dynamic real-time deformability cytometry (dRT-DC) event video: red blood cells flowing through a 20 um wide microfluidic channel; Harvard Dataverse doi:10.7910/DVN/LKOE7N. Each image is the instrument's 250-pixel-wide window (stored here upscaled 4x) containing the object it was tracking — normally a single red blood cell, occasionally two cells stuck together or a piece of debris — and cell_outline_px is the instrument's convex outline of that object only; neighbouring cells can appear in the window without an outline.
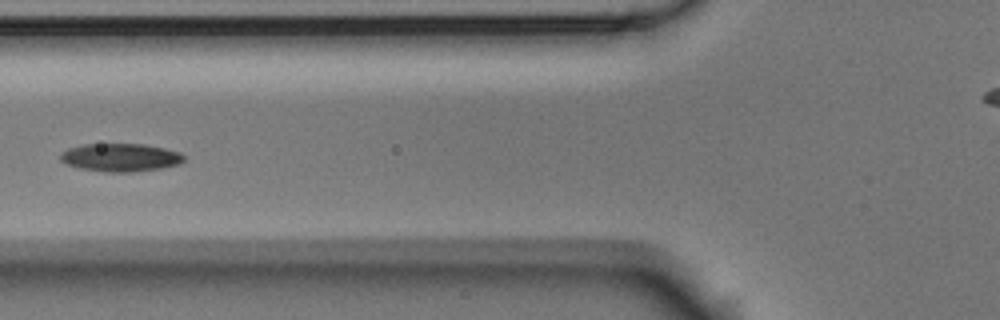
{"species": "Egyptian fruit bat (a non-hibernating species)", "species_latin": "Rousettus aegyptiacus", "temperature_condition": "room temperature", "stored_images_in_passage": 5, "camera_frame_rate_fps": 3000, "um_per_image_px": 0.085, "animal": {"sex": "male"}, "frame": {"image": 1, "passage_image": 5, "time_ms": 1.333, "image_size_px": [1000, 320], "cell_outline_px": [[184, 160], [180, 164], [160, 168], [132, 172], [104, 172], [76, 168], [60, 160], [60, 152], [68, 148], [84, 144], [144, 144], [164, 148], [180, 152], [184, 156]], "centroid_in_image_um": [10.22, 13.39], "position_along_channel_um": 115.6, "area_um2": 20.35}}